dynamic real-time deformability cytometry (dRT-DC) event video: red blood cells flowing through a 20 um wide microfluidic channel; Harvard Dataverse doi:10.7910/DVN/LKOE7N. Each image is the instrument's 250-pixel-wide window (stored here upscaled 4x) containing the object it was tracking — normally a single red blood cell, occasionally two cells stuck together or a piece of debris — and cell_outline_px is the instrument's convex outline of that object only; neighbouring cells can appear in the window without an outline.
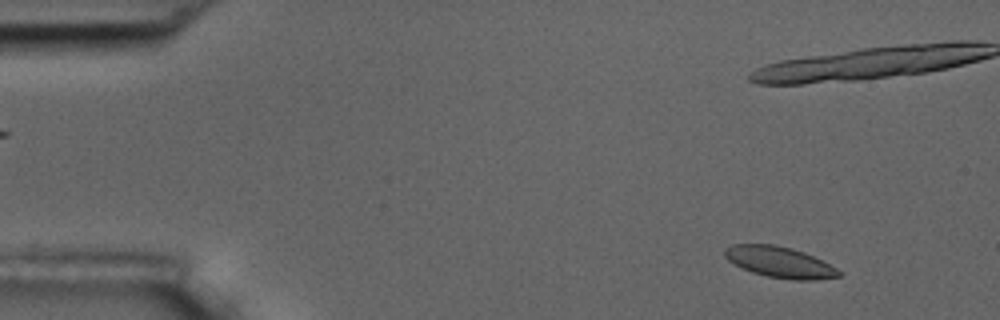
{"species": "common noctule bat (a hibernating species)", "species_latin": "Nyctalus noctula", "temperature_condition": "room temperature", "stored_images_in_passage": 7, "camera_frame_rate_fps": 3000, "um_per_image_px": 0.085, "animal": {"sex": "male", "body_mass_g": 17.5, "forearm_length_mm": 52.3}, "frame": {"image": 1, "passage_image": 1, "time_ms": 0.0, "image_size_px": [1000, 320], "cell_outline_px": [[844, 272], [840, 276], [816, 280], [792, 280], [768, 276], [752, 272], [728, 260], [724, 256], [724, 248], [732, 244], [776, 244], [792, 248], [804, 252]], "centroid_in_image_um": [66.28, 22.27], "position_along_channel_um": 18.7, "area_um2": 20.52}}